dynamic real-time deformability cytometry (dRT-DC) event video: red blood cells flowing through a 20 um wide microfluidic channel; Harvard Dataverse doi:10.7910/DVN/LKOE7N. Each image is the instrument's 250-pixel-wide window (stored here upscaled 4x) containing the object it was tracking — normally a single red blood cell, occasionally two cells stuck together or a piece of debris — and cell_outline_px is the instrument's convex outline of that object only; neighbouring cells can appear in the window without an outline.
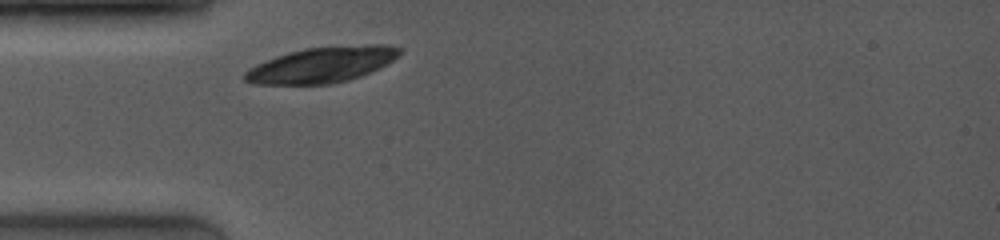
{"species": "common noctule bat (a hibernating species)", "species_latin": "Nyctalus noctula", "temperature_condition": "room temperature", "stored_images_in_passage": 1, "camera_frame_rate_fps": 4000, "um_per_image_px": 0.085, "animal": {"sex": "female", "body_mass_g": 19.0, "forearm_length_mm": 53.3}, "frame": {"image": 1, "passage_image": 1, "time_ms": 0.0, "image_size_px": [1000, 240], "cell_outline_px": [[400, 52], [392, 60], [380, 68], [360, 76], [348, 80], [332, 84], [252, 84], [244, 80], [244, 72], [248, 68], [256, 64], [276, 56], [288, 52], [308, 48], [368, 44], [388, 44], [400, 48]], "centroid_in_image_um": [27.33, 5.51], "position_along_channel_um": 57.7, "area_um2": 32.02}}